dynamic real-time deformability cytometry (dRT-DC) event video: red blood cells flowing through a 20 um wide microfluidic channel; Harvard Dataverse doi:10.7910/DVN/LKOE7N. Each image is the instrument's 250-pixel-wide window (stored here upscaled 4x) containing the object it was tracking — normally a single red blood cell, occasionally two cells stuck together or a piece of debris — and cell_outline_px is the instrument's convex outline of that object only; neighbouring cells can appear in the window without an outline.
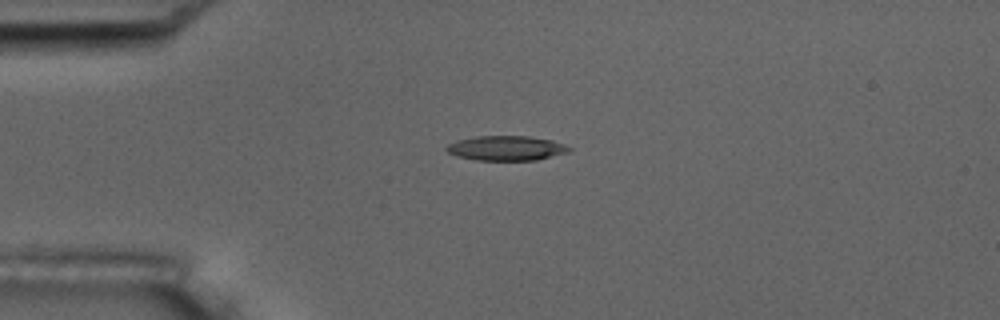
{"species": "common noctule bat (a hibernating species)", "species_latin": "Nyctalus noctula", "temperature_condition": "room temperature", "stored_images_in_passage": 2, "camera_frame_rate_fps": 3000, "um_per_image_px": 0.085, "animal": {"sex": "male", "body_mass_g": 17.5, "forearm_length_mm": 52.3}, "frame": {"image": 1, "passage_image": 1, "time_ms": 0.0, "image_size_px": [1000, 320], "cell_outline_px": [[572, 148], [568, 152], [536, 160], [476, 160], [456, 156], [448, 152], [444, 148], [448, 144], [456, 140], [476, 136], [528, 136], [552, 140], [564, 144]], "centroid_in_image_um": [43.01, 12.59], "position_along_channel_um": 42.0, "area_um2": 17.69}}